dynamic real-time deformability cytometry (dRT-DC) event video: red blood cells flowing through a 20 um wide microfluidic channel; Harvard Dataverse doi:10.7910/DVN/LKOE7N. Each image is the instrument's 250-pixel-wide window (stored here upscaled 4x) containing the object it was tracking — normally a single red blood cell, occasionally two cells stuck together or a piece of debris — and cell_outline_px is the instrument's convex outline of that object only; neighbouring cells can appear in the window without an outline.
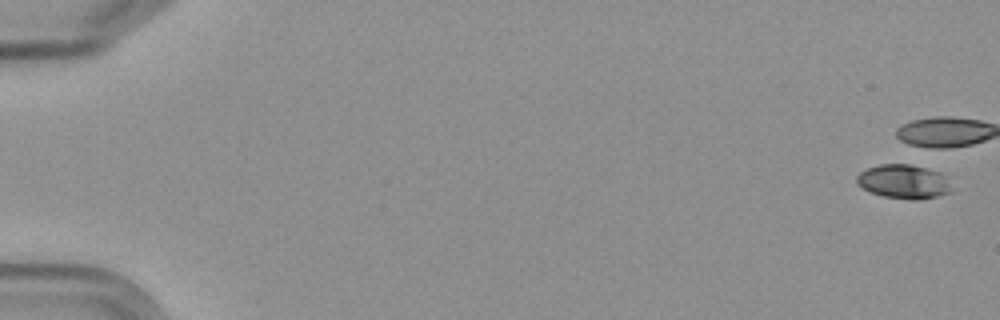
{"species": "Egyptian fruit bat (a non-hibernating species)", "species_latin": "Rousettus aegyptiacus", "temperature_condition": "cold", "stored_images_in_passage": 6, "camera_frame_rate_fps": 3000, "um_per_image_px": 0.085, "frame": {"image": 1, "passage_image": 1, "time_ms": 0.0, "image_size_px": [1000, 320], "cell_outline_px": [[952, 192], [920, 200], [912, 200], [884, 196], [868, 192], [856, 184], [856, 176], [860, 172], [868, 168], [880, 164], [908, 164], [940, 172], [944, 176]], "centroid_in_image_um": [76.75, 15.45], "position_along_channel_um": 8.2, "area_um2": 18.73}}